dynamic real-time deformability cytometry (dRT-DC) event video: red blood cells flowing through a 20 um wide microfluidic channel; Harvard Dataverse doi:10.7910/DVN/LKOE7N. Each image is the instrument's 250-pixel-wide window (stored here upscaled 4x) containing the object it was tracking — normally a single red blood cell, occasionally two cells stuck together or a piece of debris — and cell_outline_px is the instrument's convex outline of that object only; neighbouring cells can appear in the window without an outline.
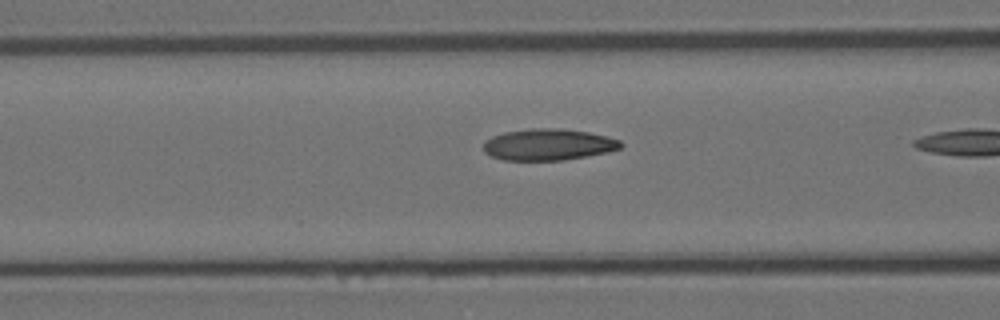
{"species": "Egyptian fruit bat (a non-hibernating species)", "species_latin": "Rousettus aegyptiacus", "temperature_condition": "room temperature", "stored_images_in_passage": 7, "camera_frame_rate_fps": 3000, "um_per_image_px": 0.085, "animal": {"sex": "female"}, "frame": {"image": 1, "passage_image": 6, "time_ms": 1.667, "image_size_px": [1000, 320], "cell_outline_px": [[624, 144], [620, 148], [608, 152], [564, 160], [504, 160], [492, 156], [484, 152], [484, 140], [492, 136], [504, 132], [532, 128], [560, 128], [588, 132], [608, 136], [620, 140]], "centroid_in_image_um": [46.61, 12.28], "position_along_channel_um": 120.0, "area_um2": 25.26}}